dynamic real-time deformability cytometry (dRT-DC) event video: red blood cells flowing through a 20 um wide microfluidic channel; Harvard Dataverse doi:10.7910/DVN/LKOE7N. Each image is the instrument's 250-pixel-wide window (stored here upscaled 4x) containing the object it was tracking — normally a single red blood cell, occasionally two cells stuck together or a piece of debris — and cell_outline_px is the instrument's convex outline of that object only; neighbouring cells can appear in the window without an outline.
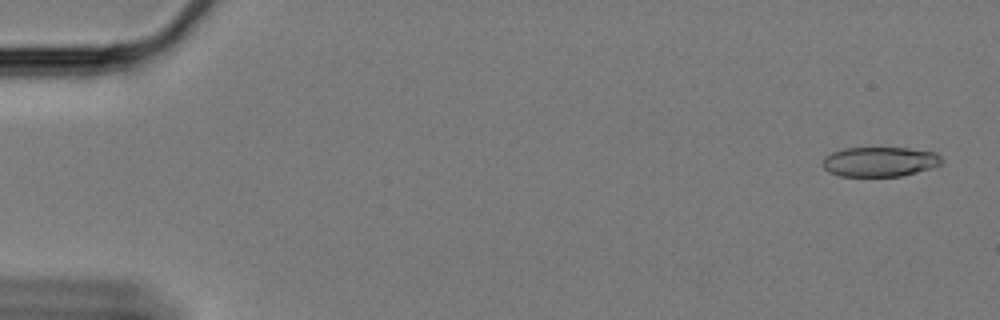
{"species": "Egyptian fruit bat (a non-hibernating species)", "species_latin": "Rousettus aegyptiacus", "temperature_condition": "cold", "stored_images_in_passage": 61, "camera_frame_rate_fps": 3000, "um_per_image_px": 0.085, "animal": {"sex": "female"}, "frame": {"image": 1, "passage_image": 3, "time_ms": 0.667, "image_size_px": [1000, 320], "cell_outline_px": [[940, 164], [932, 168], [900, 176], [840, 176], [828, 172], [824, 168], [824, 160], [832, 152], [844, 148], [908, 148], [936, 152], [940, 156]], "centroid_in_image_um": [74.79, 13.74], "position_along_channel_um": 10.2, "area_um2": 20.4}}
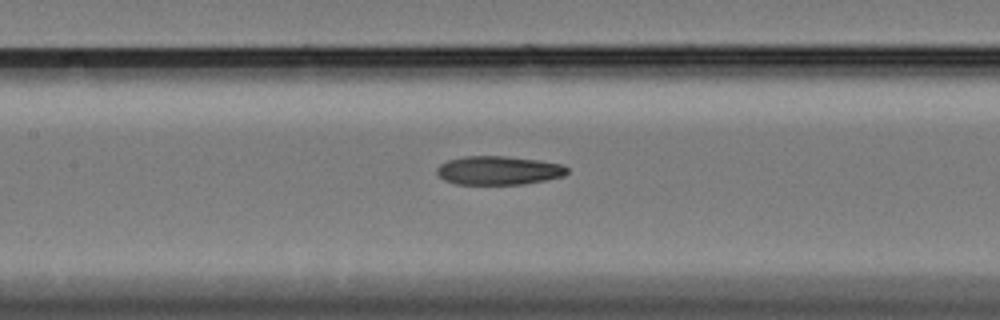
{"frame": {"image": 2, "passage_image": 29, "time_ms": 9.333, "image_size_px": [1000, 320], "cell_outline_px": [[568, 172], [564, 176], [524, 184], [456, 184], [444, 180], [436, 172], [436, 168], [440, 164], [448, 160], [464, 156], [504, 156], [540, 160], [560, 164], [568, 168]], "centroid_in_image_um": [42.36, 14.48], "position_along_channel_um": 165.0, "area_um2": 21.79}}
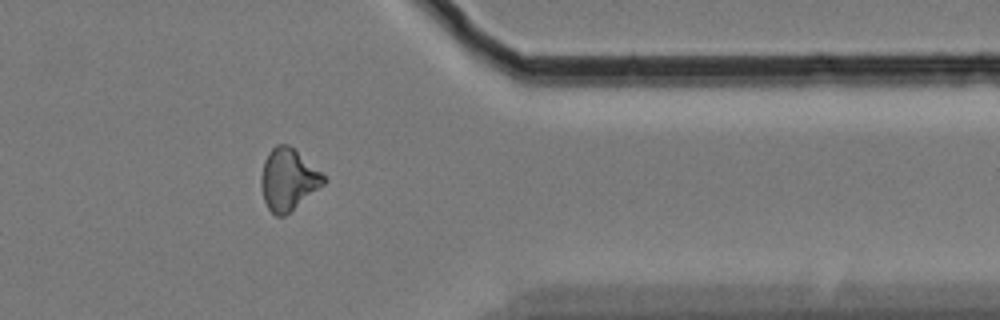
{"frame": {"image": 3, "passage_image": 50, "time_ms": 16.333, "image_size_px": [1000, 320], "cell_outline_px": [[328, 180], [324, 184], [284, 216], [276, 216], [268, 208], [264, 200], [260, 184], [260, 176], [264, 160], [268, 152], [276, 144], [288, 144], [320, 172]], "centroid_in_image_um": [24.46, 15.25], "position_along_channel_um": 386.9, "area_um2": 22.14}, "authors_computed_cell_mechanics": {"area_um2": 21.9062, "velocity_mm_per_s": 3.3464, "shape_relaxation_time_tau1_ms": 5.1173, "shape_relaxation_time_tau2_ms": 8.8829, "deformation_change_tau1": 0.1588, "deformation_change_tau2": 0.1886}}